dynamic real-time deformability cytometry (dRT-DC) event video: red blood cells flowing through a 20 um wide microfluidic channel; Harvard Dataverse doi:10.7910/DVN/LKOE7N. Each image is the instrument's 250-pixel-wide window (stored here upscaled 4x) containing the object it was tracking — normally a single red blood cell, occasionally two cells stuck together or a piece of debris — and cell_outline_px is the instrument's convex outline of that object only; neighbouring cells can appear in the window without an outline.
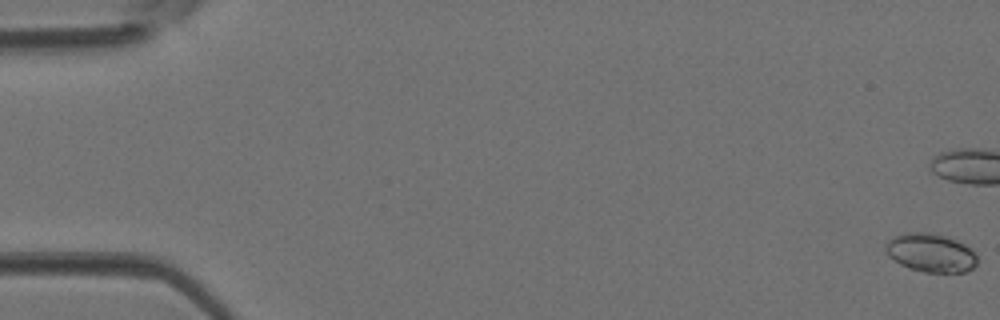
{"species": "Egyptian fruit bat (a non-hibernating species)", "species_latin": "Rousettus aegyptiacus", "temperature_condition": "room temperature", "stored_images_in_passage": 47, "camera_frame_rate_fps": 3000, "um_per_image_px": 0.085, "animal": {"sex": "female"}, "frame": {"image": 1, "passage_image": 1, "time_ms": 0.0, "image_size_px": [1000, 320], "cell_outline_px": [[976, 264], [972, 268], [964, 272], [924, 272], [908, 268], [900, 264], [888, 256], [884, 252], [884, 244], [888, 240], [904, 232], [928, 232], [948, 236], [964, 244], [976, 256]], "centroid_in_image_um": [79.05, 21.48], "position_along_channel_um": 6.0, "area_um2": 20.63}}